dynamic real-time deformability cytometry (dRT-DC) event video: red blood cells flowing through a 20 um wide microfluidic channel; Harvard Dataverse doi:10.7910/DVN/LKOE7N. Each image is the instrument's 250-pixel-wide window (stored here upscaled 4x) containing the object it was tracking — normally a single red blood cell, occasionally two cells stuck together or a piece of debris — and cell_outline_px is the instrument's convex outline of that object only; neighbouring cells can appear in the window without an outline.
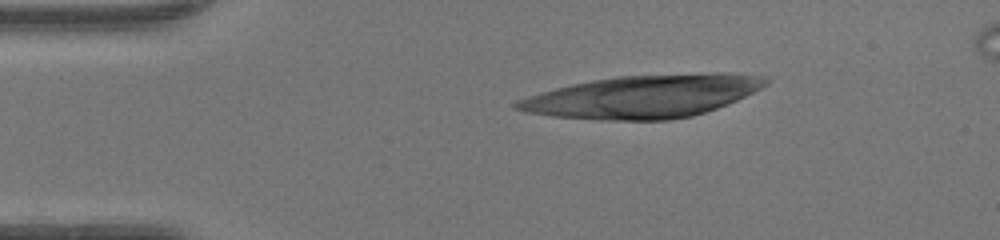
{"species": "human", "species_latin": "Homo sapiens", "temperature_condition": "warm", "stored_images_in_passage": 43, "camera_frame_rate_fps": 3000, "um_per_image_px": 0.085, "donor": {"sex": "female"}, "frame": {"image": 1, "passage_image": 5, "time_ms": 1.333, "image_size_px": [1000, 240], "cell_outline_px": [[768, 84], [736, 100], [716, 108], [692, 116], [672, 120], [600, 120], [552, 116], [528, 112], [512, 108], [512, 104], [516, 100], [540, 92], [572, 84], [592, 80], [616, 76], [716, 72], [728, 72], [768, 76]], "centroid_in_image_um": [54.66, 8.19], "position_along_channel_um": 30.3, "area_um2": 62.19}}
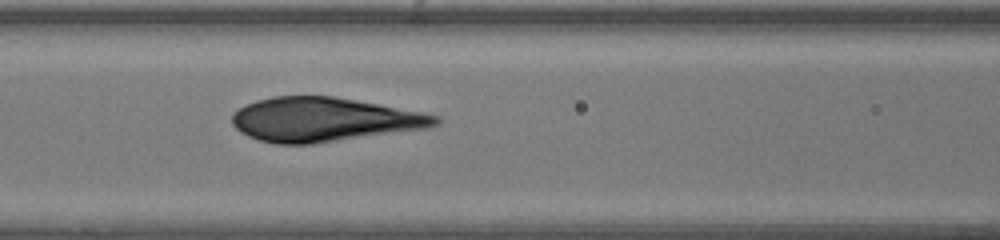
{"frame": {"image": 2, "passage_image": 15, "time_ms": 4.667, "image_size_px": [1000, 240], "cell_outline_px": [[440, 124], [428, 128], [312, 144], [276, 144], [260, 140], [248, 136], [240, 132], [232, 124], [232, 112], [256, 100], [276, 96], [332, 96], [420, 112], [440, 116]], "centroid_in_image_um": [27.51, 10.17], "position_along_channel_um": 139.1, "area_um2": 51.9}}
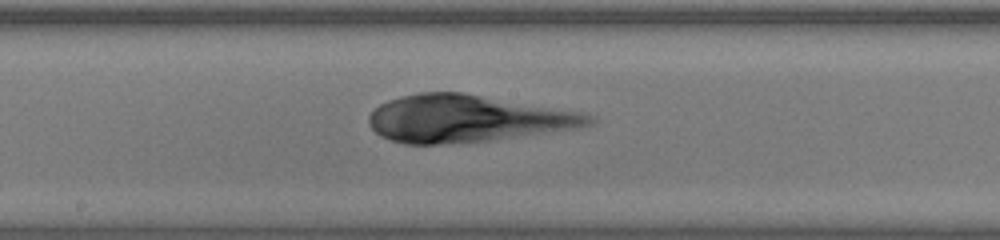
{"frame": {"image": 3, "passage_image": 20, "time_ms": 6.333, "image_size_px": [1000, 240], "cell_outline_px": [[596, 120], [592, 124], [580, 128], [492, 140], [444, 144], [404, 144], [380, 136], [368, 124], [368, 116], [380, 104], [388, 100], [420, 92], [464, 92], [584, 112], [592, 116]], "centroid_in_image_um": [39.73, 10.08], "position_along_channel_um": 208.5, "area_um2": 60.75}}